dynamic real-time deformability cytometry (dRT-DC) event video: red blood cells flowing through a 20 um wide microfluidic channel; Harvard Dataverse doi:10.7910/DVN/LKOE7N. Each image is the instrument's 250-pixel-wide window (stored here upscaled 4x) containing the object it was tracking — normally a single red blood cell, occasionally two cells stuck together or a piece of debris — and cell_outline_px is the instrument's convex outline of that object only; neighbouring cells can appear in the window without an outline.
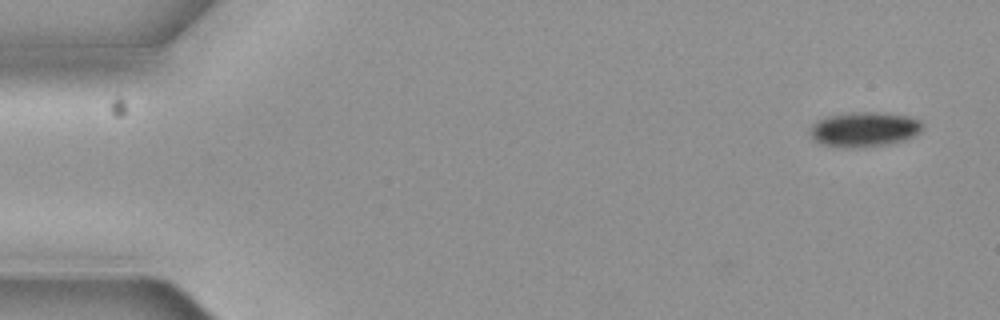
{"species": "common noctule bat (a hibernating species)", "species_latin": "Nyctalus noctula", "temperature_condition": "cold", "stored_images_in_passage": 2, "camera_frame_rate_fps": 3000, "um_per_image_px": 0.085, "animal": {"sex": "female", "body_mass_g": 19.3, "forearm_length_mm": 54.1}, "frame": {"image": 1, "passage_image": 2, "time_ms": 0.333, "image_size_px": [1000, 320], "cell_outline_px": [[924, 124], [920, 132], [904, 140], [884, 144], [824, 144], [816, 140], [808, 132], [808, 128], [816, 120], [824, 116], [848, 112], [876, 112], [908, 116], [920, 120]], "centroid_in_image_um": [73.46, 10.91], "position_along_channel_um": 11.5, "area_um2": 21.91}}